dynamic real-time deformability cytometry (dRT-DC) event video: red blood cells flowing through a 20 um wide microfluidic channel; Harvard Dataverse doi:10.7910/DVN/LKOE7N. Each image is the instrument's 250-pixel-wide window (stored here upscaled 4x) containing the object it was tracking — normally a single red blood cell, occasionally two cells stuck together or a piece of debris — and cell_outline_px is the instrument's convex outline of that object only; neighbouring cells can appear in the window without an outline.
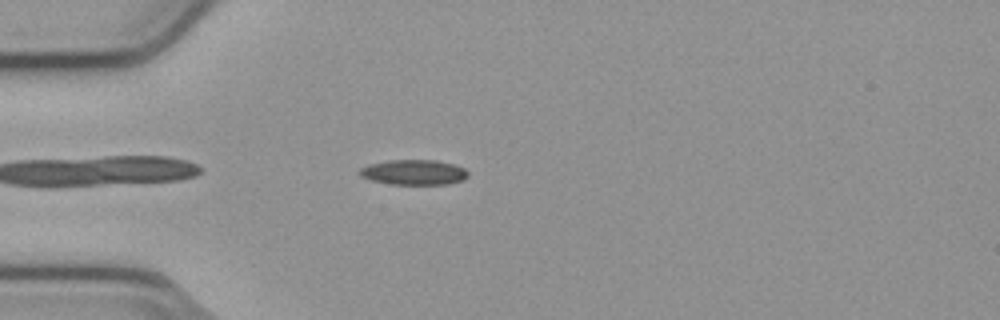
{"species": "common noctule bat (a hibernating species)", "species_latin": "Nyctalus noctula", "temperature_condition": "cold", "stored_images_in_passage": 43, "camera_frame_rate_fps": 3000, "um_per_image_px": 0.085, "animal": {"sex": "male", "body_mass_g": 23.1, "forearm_length_mm": 52.7}, "frame": {"image": 1, "passage_image": 4, "time_ms": 1.0, "image_size_px": [1000, 320], "cell_outline_px": [[468, 176], [464, 180], [448, 184], [392, 184], [372, 180], [360, 176], [360, 168], [368, 164], [388, 160], [436, 160], [452, 164], [464, 168], [468, 172]], "centroid_in_image_um": [35.19, 14.64], "position_along_channel_um": 49.8, "area_um2": 15.84}}
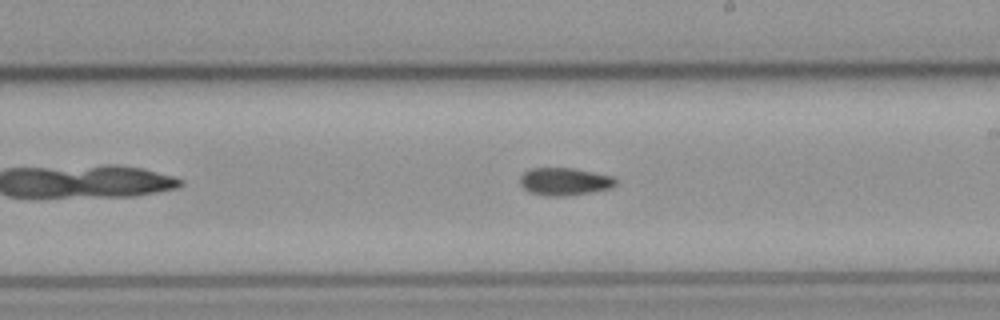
{"frame": {"image": 2, "passage_image": 20, "time_ms": 6.333, "image_size_px": [1000, 320], "cell_outline_px": [[616, 184], [612, 188], [564, 196], [548, 196], [528, 192], [520, 184], [520, 176], [524, 172], [532, 168], [572, 168], [612, 176], [616, 180]], "centroid_in_image_um": [47.96, 15.43], "position_along_channel_um": 241.0, "area_um2": 15.26}}
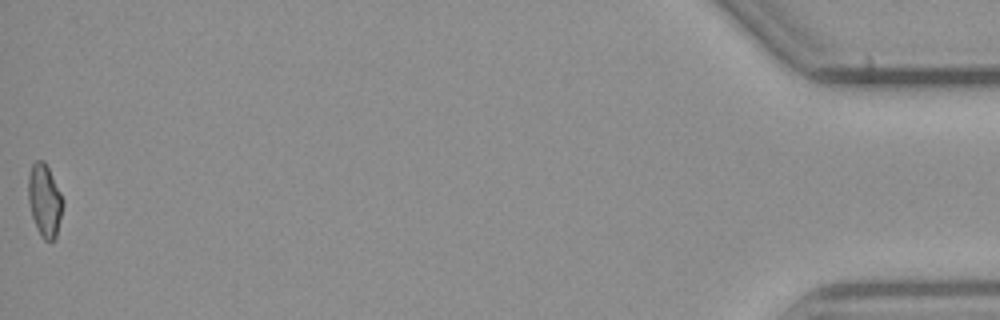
{"frame": {"image": 3, "passage_image": 43, "time_ms": 14.0, "image_size_px": [1000, 320], "cell_outline_px": [[64, 204], [56, 236], [52, 240], [44, 240], [40, 236], [36, 228], [28, 204], [28, 176], [32, 164], [36, 160], [44, 160], [64, 200]], "centroid_in_image_um": [3.78, 17.04], "position_along_channel_um": 431.4, "area_um2": 14.68}}